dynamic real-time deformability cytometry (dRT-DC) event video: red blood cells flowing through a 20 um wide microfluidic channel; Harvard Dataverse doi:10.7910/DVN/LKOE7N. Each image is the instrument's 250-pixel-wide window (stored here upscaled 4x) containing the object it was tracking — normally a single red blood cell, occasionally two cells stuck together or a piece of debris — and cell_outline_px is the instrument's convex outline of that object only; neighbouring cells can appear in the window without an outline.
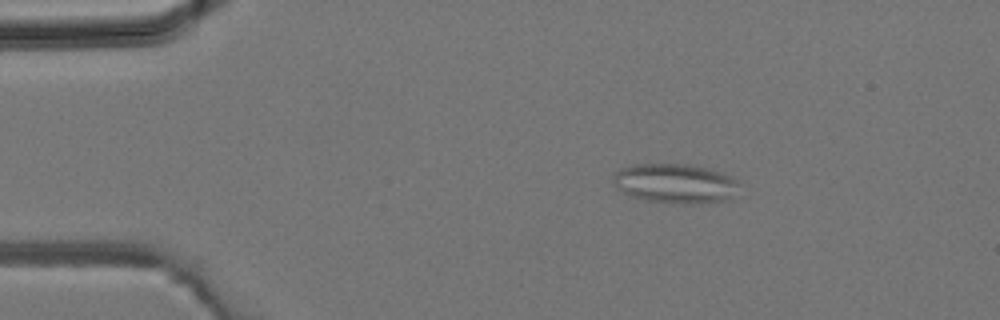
{"species": "common noctule bat (a hibernating species)", "species_latin": "Nyctalus noctula", "temperature_condition": "room temperature", "stored_images_in_passage": 3, "camera_frame_rate_fps": 3000, "um_per_image_px": 0.085, "animal": {"sex": "male", "body_mass_g": 19.2, "forearm_length_mm": 51.8}, "frame": {"image": 1, "passage_image": 2, "time_ms": 0.333, "image_size_px": [1000, 320], "cell_outline_px": [[736, 184], [728, 200], [692, 204], [680, 204], [648, 200], [632, 196], [616, 188], [616, 172], [620, 168], [632, 164], [688, 164], [712, 168], [724, 172], [732, 176], [736, 180]], "centroid_in_image_um": [57.4, 15.57], "position_along_channel_um": 27.6, "area_um2": 28.73}}